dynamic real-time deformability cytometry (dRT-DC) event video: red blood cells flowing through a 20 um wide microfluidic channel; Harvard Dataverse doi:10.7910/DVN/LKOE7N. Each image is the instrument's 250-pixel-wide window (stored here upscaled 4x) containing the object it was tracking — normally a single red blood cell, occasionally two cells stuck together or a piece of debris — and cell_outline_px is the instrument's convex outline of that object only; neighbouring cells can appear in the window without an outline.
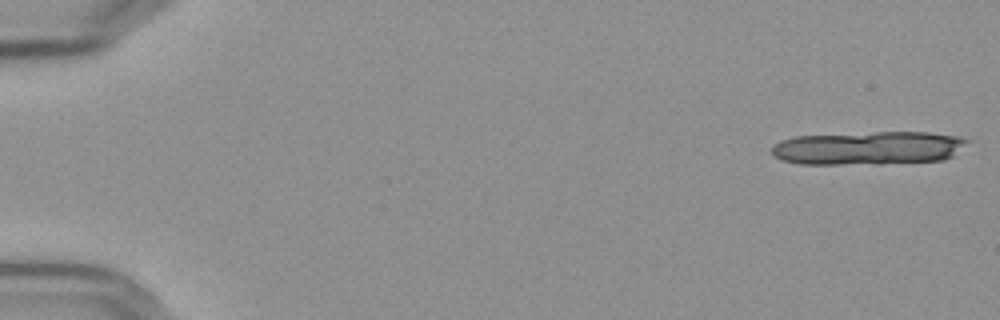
{"species": "Egyptian fruit bat (a non-hibernating species)", "species_latin": "Rousettus aegyptiacus", "temperature_condition": "cold", "stored_images_in_passage": 33, "camera_frame_rate_fps": 3000, "um_per_image_px": 0.085, "frame": {"image": 1, "passage_image": 1, "time_ms": 0.0, "image_size_px": [1000, 320], "cell_outline_px": [[972, 140], [952, 156], [944, 160], [880, 164], [800, 164], [784, 160], [772, 156], [772, 148], [780, 140], [796, 136], [876, 132], [928, 132], [960, 136]], "centroid_in_image_um": [73.86, 12.58], "position_along_channel_um": 11.1, "area_um2": 38.38}}
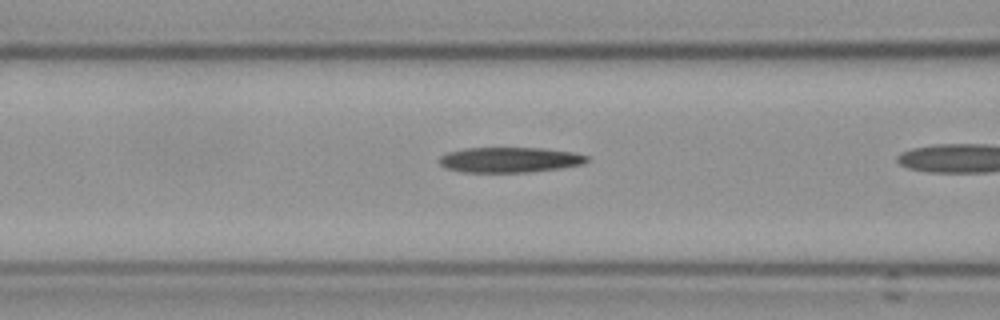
{"frame": {"image": 2, "passage_image": 21, "time_ms": 6.667, "image_size_px": [1000, 320], "cell_outline_px": [[588, 160], [584, 164], [560, 168], [532, 172], [460, 172], [444, 168], [436, 160], [440, 156], [448, 152], [464, 148], [544, 148], [572, 152], [588, 156]], "centroid_in_image_um": [43.28, 13.59], "position_along_channel_um": 123.3, "area_um2": 21.96}}